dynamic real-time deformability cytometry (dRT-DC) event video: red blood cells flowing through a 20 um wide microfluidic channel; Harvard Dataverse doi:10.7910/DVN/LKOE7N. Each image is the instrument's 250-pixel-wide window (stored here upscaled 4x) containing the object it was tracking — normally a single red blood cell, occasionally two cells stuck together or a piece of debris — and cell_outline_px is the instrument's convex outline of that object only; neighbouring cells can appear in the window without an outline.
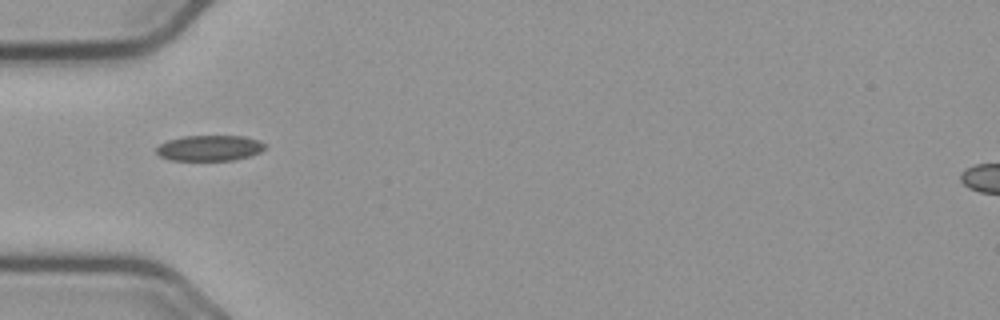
{"species": "common noctule bat (a hibernating species)", "species_latin": "Nyctalus noctula", "temperature_condition": "cold", "stored_images_in_passage": 39, "camera_frame_rate_fps": 3000, "um_per_image_px": 0.085, "animal": {"sex": "male", "body_mass_g": 23.1, "forearm_length_mm": 52.7}, "frame": {"image": 1, "passage_image": 1, "time_ms": 0.0, "image_size_px": [1000, 320], "cell_outline_px": [[264, 148], [260, 152], [252, 156], [232, 160], [168, 160], [160, 156], [156, 152], [156, 148], [160, 144], [168, 140], [184, 136], [244, 136], [256, 140], [264, 144]], "centroid_in_image_um": [17.79, 12.59], "position_along_channel_um": 67.2, "area_um2": 16.13}}
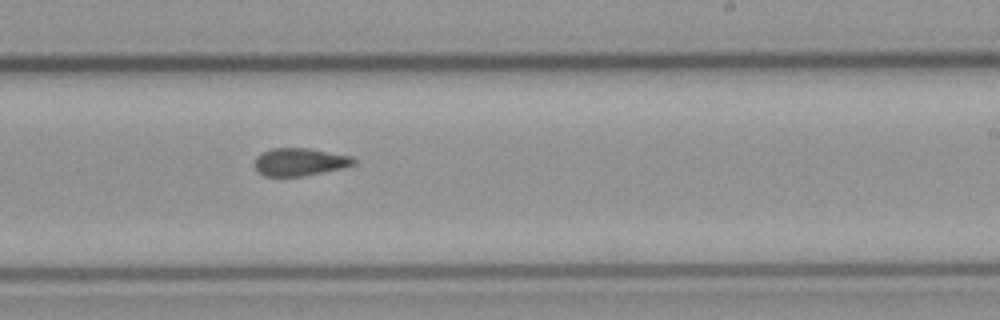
{"frame": {"image": 2, "passage_image": 17, "time_ms": 5.333, "image_size_px": [1000, 320], "cell_outline_px": [[356, 164], [344, 168], [300, 176], [264, 176], [256, 168], [256, 156], [272, 148], [308, 148], [352, 156], [356, 160]], "centroid_in_image_um": [25.53, 13.76], "position_along_channel_um": 263.5, "area_um2": 15.84}}
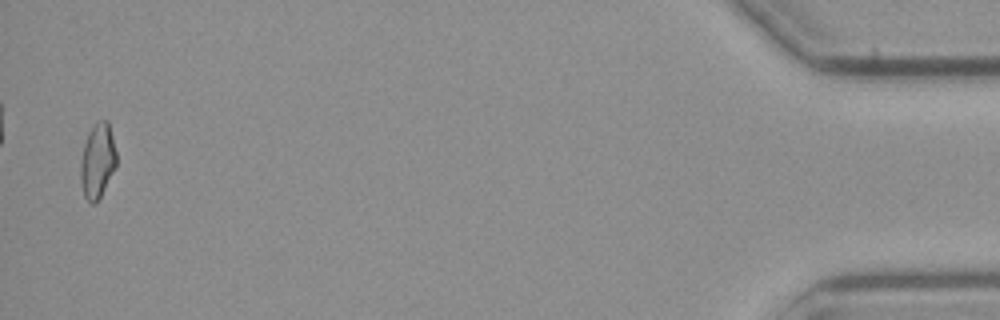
{"frame": {"image": 3, "passage_image": 38, "time_ms": 12.333, "image_size_px": [1000, 320], "cell_outline_px": [[116, 168], [96, 204], [92, 204], [84, 196], [80, 180], [80, 160], [84, 144], [88, 132], [96, 120], [108, 120], [116, 152]], "centroid_in_image_um": [8.28, 13.66], "position_along_channel_um": 426.9, "area_um2": 15.84}, "authors_computed_cell_mechanics": {"area_um2": 16.2418, "velocity_mm_per_s": 3.672, "shape_relaxation_time_tau1_ms": null, "shape_relaxation_time_tau2_ms": 3.4169, "deformation_change_tau1": null, "deformation_change_tau2": 0.0933}}